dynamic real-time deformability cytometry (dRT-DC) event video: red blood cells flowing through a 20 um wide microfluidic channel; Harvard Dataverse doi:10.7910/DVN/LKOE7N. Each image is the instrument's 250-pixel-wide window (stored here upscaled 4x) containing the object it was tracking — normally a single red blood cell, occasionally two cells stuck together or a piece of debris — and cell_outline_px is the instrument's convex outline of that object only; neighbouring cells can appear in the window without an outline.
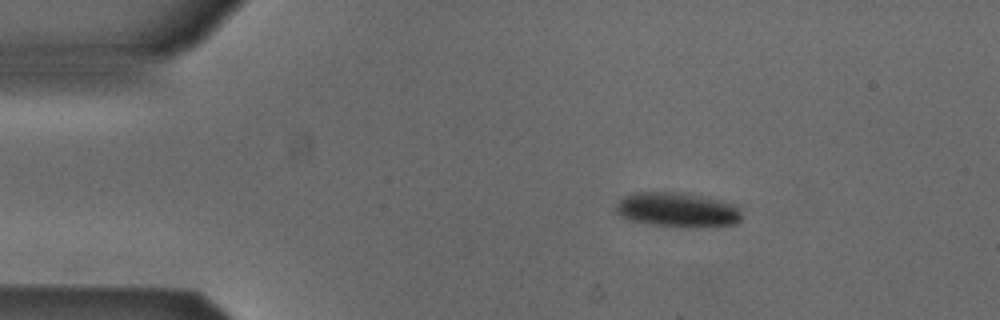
{"species": "Egyptian fruit bat (a non-hibernating species)", "species_latin": "Rousettus aegyptiacus", "temperature_condition": "cold", "stored_images_in_passage": 5, "camera_frame_rate_fps": 3000, "um_per_image_px": 0.085, "animal": {"sex": "male"}, "frame": {"image": 1, "passage_image": 1, "time_ms": 0.0, "image_size_px": [1000, 320], "cell_outline_px": [[740, 220], [736, 224], [652, 224], [632, 220], [620, 216], [616, 212], [616, 204], [624, 196], [632, 192], [684, 192], [708, 196], [736, 204], [740, 208]], "centroid_in_image_um": [57.56, 17.75], "position_along_channel_um": 27.4, "area_um2": 24.57}}